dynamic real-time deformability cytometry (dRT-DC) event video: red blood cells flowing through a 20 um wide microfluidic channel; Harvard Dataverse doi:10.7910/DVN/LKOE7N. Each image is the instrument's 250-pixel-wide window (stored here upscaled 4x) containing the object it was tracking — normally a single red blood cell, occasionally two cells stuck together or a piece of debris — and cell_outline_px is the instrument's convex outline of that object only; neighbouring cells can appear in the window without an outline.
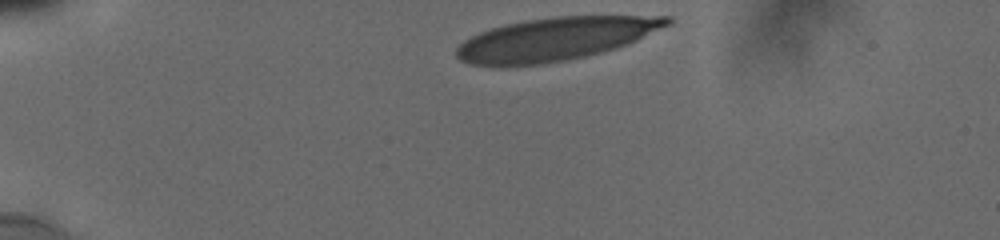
{"species": "human", "species_latin": "Homo sapiens", "temperature_condition": "cold", "stored_images_in_passage": 7, "camera_frame_rate_fps": 3000, "um_per_image_px": 0.085, "donor": {"sex": "male"}, "frame": {"image": 1, "passage_image": 1, "time_ms": 0.0, "image_size_px": [1000, 240], "cell_outline_px": [[672, 24], [628, 44], [604, 52], [544, 64], [472, 64], [460, 60], [456, 56], [456, 48], [464, 40], [480, 32], [504, 24], [528, 20], [556, 16], [672, 16]], "centroid_in_image_um": [47.27, 3.29], "position_along_channel_um": 37.7, "area_um2": 52.19}}
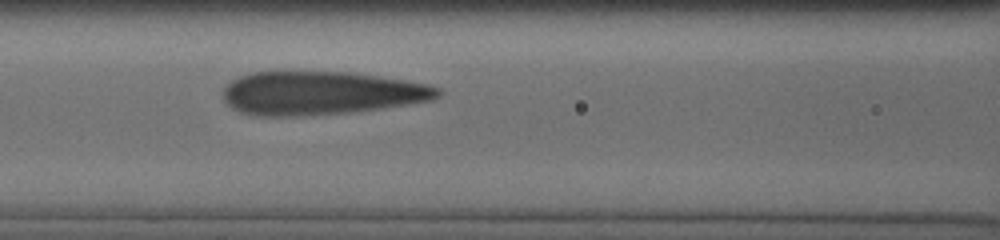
{"frame": {"image": 2, "passage_image": 7, "time_ms": 4.333, "image_size_px": [1000, 240], "cell_outline_px": [[440, 96], [432, 100], [380, 108], [348, 112], [300, 116], [252, 116], [240, 112], [232, 108], [224, 100], [224, 88], [232, 80], [240, 76], [252, 72], [348, 72], [404, 80], [428, 84], [440, 88]], "centroid_in_image_um": [27.25, 7.92], "position_along_channel_um": 139.4, "area_um2": 54.04}}